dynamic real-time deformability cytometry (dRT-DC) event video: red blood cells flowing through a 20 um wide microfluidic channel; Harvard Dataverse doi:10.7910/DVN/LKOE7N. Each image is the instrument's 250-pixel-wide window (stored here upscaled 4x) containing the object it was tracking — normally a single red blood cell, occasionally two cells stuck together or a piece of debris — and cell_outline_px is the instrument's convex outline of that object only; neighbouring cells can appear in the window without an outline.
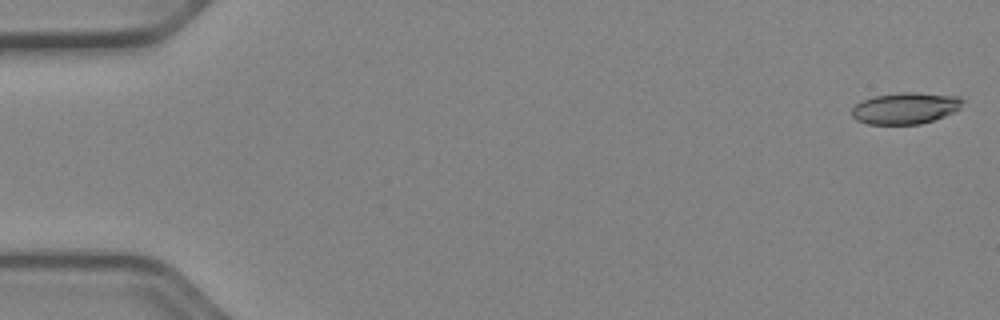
{"species": "Egyptian fruit bat (a non-hibernating species)", "species_latin": "Rousettus aegyptiacus", "temperature_condition": "cold", "stored_images_in_passage": 52, "camera_frame_rate_fps": 3000, "um_per_image_px": 0.085, "animal": {"sex": "female"}, "frame": {"image": 1, "passage_image": 1, "time_ms": 0.0, "image_size_px": [1000, 320], "cell_outline_px": [[964, 100], [960, 108], [944, 116], [920, 124], [868, 124], [856, 120], [852, 116], [852, 108], [856, 104], [872, 96], [900, 92], [916, 92], [956, 96]], "centroid_in_image_um": [76.93, 9.19], "position_along_channel_um": 8.1, "area_um2": 20.23}}
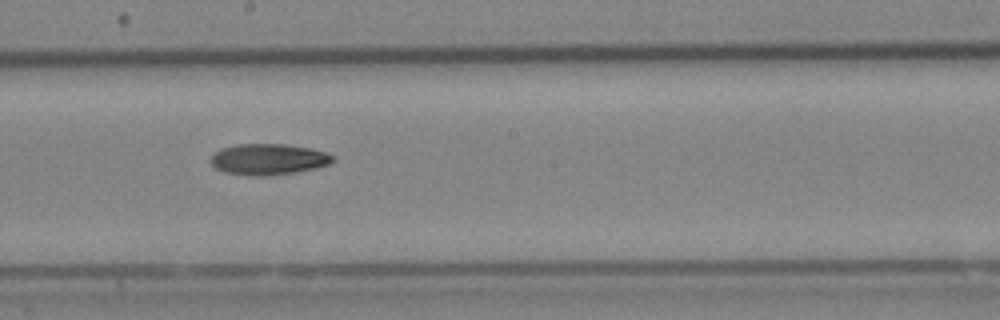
{"frame": {"image": 2, "passage_image": 29, "time_ms": 9.333, "image_size_px": [1000, 320], "cell_outline_px": [[336, 160], [328, 164], [316, 168], [296, 172], [260, 176], [252, 176], [224, 172], [216, 168], [212, 164], [212, 152], [220, 148], [236, 144], [284, 144], [312, 148], [336, 156]], "centroid_in_image_um": [22.82, 13.53], "position_along_channel_um": 225.4, "area_um2": 22.2}}
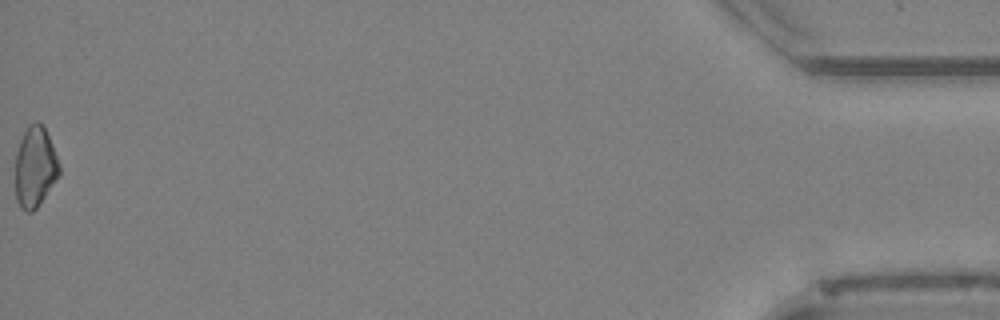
{"frame": {"image": 3, "passage_image": 52, "time_ms": 17.0, "image_size_px": [1000, 320], "cell_outline_px": [[60, 176], [36, 208], [32, 212], [24, 212], [20, 208], [16, 200], [16, 152], [20, 140], [28, 124], [36, 120], [44, 128], [52, 144], [60, 164]], "centroid_in_image_um": [2.98, 14.21], "position_along_channel_um": 432.2, "area_um2": 20.75}, "authors_computed_cell_mechanics": {"area_um2": 21.2126, "velocity_mm_per_s": 3.9785, "shape_relaxation_time_tau1_ms": 11.2655, "shape_relaxation_time_tau2_ms": null, "deformation_change_tau1": 0.1886, "deformation_change_tau2": null}}